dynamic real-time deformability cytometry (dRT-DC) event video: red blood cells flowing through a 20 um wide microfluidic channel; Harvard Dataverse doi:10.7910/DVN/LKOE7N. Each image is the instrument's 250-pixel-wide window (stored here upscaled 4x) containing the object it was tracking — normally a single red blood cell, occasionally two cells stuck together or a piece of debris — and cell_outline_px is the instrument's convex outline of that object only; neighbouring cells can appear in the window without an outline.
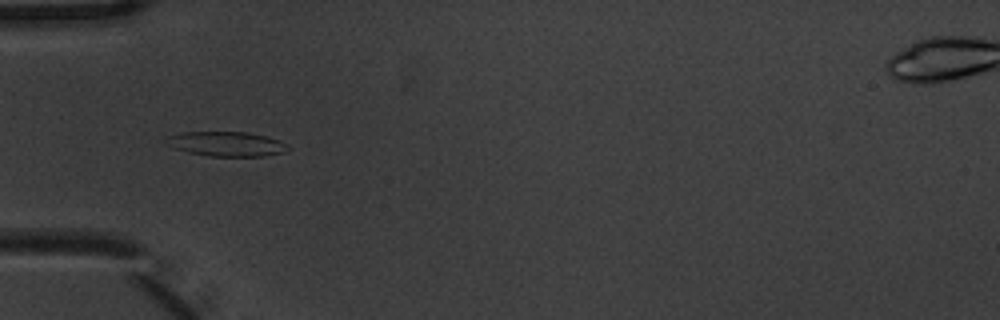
{"species": "common noctule bat (a hibernating species)", "species_latin": "Nyctalus noctula", "temperature_condition": "warm", "stored_images_in_passage": 8, "camera_frame_rate_fps": 3000, "um_per_image_px": 0.085, "animal": {"sex": "male", "body_mass_g": 20.1, "forearm_length_mm": 53.5}, "frame": {"image": 1, "passage_image": 5, "time_ms": 1.333, "image_size_px": [1000, 320], "cell_outline_px": [[288, 148], [284, 152], [264, 156], [208, 156], [188, 152], [172, 148], [160, 140], [164, 136], [180, 132], [248, 132], [268, 136], [280, 140], [288, 144]], "centroid_in_image_um": [19.16, 12.22], "position_along_channel_um": 65.8, "area_um2": 17.92}}
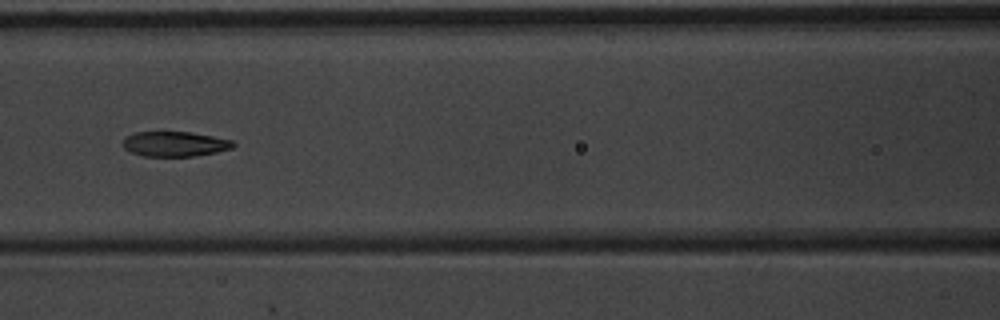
{"frame": {"image": 2, "passage_image": 7, "time_ms": 2.0, "image_size_px": [1000, 320], "cell_outline_px": [[236, 144], [232, 148], [216, 152], [192, 156], [144, 156], [132, 152], [124, 148], [124, 136], [132, 132], [192, 132], [232, 140]], "centroid_in_image_um": [14.85, 12.23], "position_along_channel_um": 151.8, "area_um2": 16.01}}
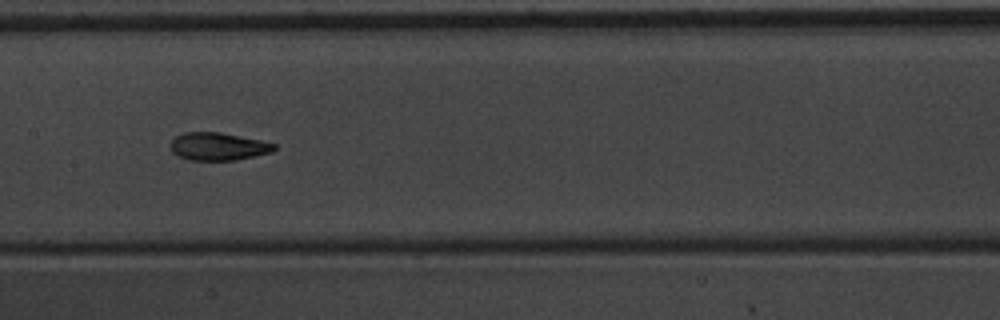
{"frame": {"image": 3, "passage_image": 8, "time_ms": 2.333, "image_size_px": [1000, 320], "cell_outline_px": [[276, 148], [272, 152], [236, 160], [188, 160], [176, 156], [172, 152], [168, 144], [176, 136], [184, 132], [220, 132], [260, 140], [276, 144]], "centroid_in_image_um": [18.49, 12.45], "position_along_channel_um": 188.9, "area_um2": 16.94}}